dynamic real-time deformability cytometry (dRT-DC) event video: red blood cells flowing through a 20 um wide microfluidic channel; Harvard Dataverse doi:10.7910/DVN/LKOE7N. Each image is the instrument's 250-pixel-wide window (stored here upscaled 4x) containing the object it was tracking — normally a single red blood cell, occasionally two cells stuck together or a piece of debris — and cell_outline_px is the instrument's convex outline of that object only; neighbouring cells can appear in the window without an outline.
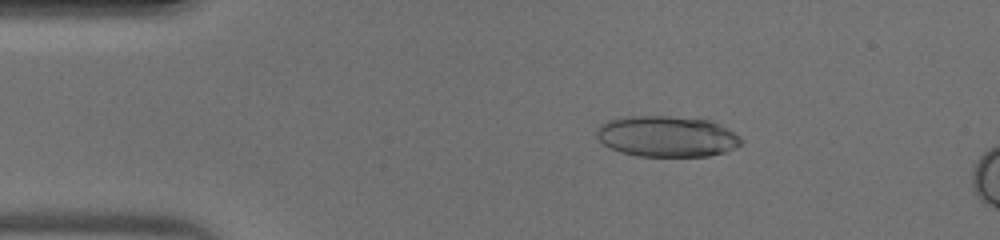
{"species": "human", "species_latin": "Homo sapiens", "temperature_condition": "warm", "stored_images_in_passage": 14, "camera_frame_rate_fps": 3000, "um_per_image_px": 0.085, "donor": {"sex": "male"}, "frame": {"image": 1, "passage_image": 8, "time_ms": 2.333, "image_size_px": [1000, 240], "cell_outline_px": [[740, 144], [736, 148], [724, 152], [708, 156], [636, 156], [620, 152], [604, 144], [596, 136], [596, 128], [600, 124], [608, 120], [628, 116], [668, 116], [712, 120], [720, 124], [740, 136]], "centroid_in_image_um": [56.67, 11.59], "position_along_channel_um": 28.3, "area_um2": 34.56}}